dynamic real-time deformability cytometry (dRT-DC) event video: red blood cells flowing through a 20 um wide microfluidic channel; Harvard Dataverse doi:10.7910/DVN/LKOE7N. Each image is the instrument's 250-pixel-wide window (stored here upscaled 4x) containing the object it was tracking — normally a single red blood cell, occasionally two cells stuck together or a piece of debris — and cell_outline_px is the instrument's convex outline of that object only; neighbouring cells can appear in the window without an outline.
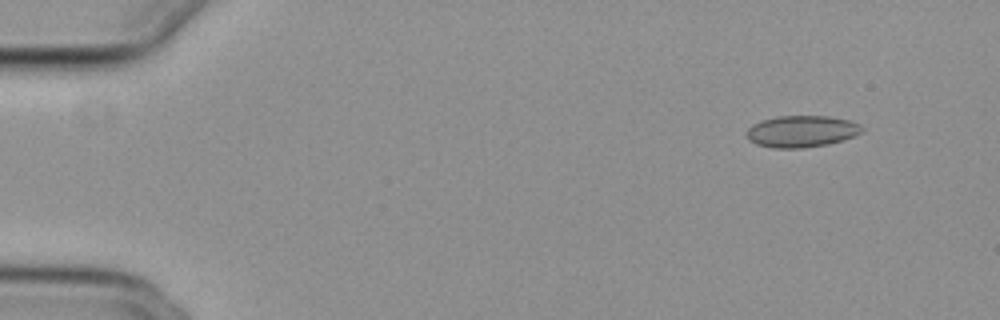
{"species": "common noctule bat (a hibernating species)", "species_latin": "Nyctalus noctula", "temperature_condition": "cold", "stored_images_in_passage": 48, "camera_frame_rate_fps": 3000, "um_per_image_px": 0.085, "animal": {"sex": "female", "body_mass_g": 29.2, "forearm_length_mm": 56.3}, "frame": {"image": 1, "passage_image": 1, "time_ms": 0.0, "image_size_px": [1000, 320], "cell_outline_px": [[864, 128], [860, 132], [844, 140], [828, 144], [800, 148], [772, 148], [756, 144], [748, 140], [748, 128], [752, 124], [760, 120], [776, 116], [828, 116], [848, 120], [860, 124]], "centroid_in_image_um": [68.11, 11.16], "position_along_channel_um": 16.9, "area_um2": 21.27}}
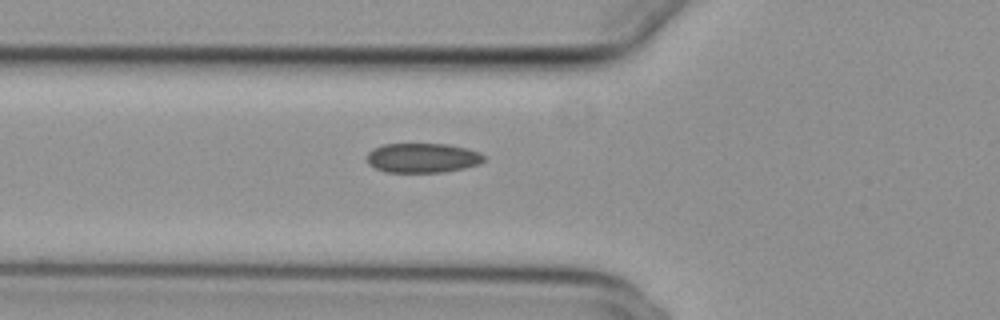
{"frame": {"image": 2, "passage_image": 16, "time_ms": 5.0, "image_size_px": [1000, 320], "cell_outline_px": [[484, 160], [480, 164], [464, 168], [444, 172], [384, 172], [368, 164], [368, 152], [372, 148], [384, 144], [448, 144], [480, 152], [484, 156]], "centroid_in_image_um": [35.91, 13.42], "position_along_channel_um": 89.9, "area_um2": 20.17}}
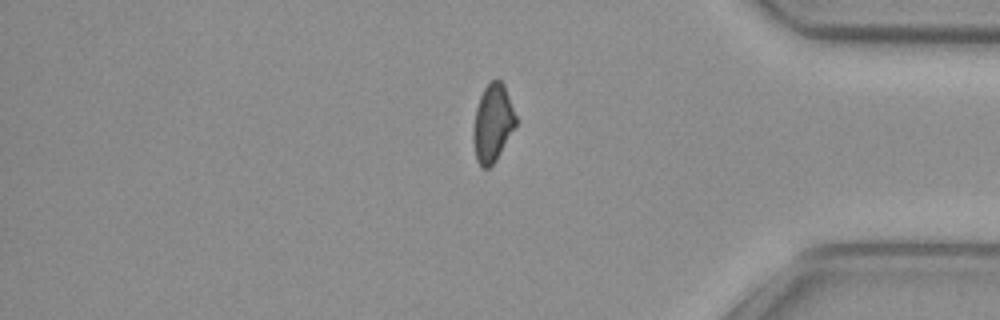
{"frame": {"image": 3, "passage_image": 42, "time_ms": 13.667, "image_size_px": [1000, 320], "cell_outline_px": [[516, 124], [496, 160], [488, 168], [480, 168], [476, 160], [472, 140], [472, 128], [476, 108], [480, 96], [484, 88], [492, 80], [500, 80], [504, 84], [516, 116]], "centroid_in_image_um": [41.84, 10.48], "position_along_channel_um": 393.4, "area_um2": 19.25}}